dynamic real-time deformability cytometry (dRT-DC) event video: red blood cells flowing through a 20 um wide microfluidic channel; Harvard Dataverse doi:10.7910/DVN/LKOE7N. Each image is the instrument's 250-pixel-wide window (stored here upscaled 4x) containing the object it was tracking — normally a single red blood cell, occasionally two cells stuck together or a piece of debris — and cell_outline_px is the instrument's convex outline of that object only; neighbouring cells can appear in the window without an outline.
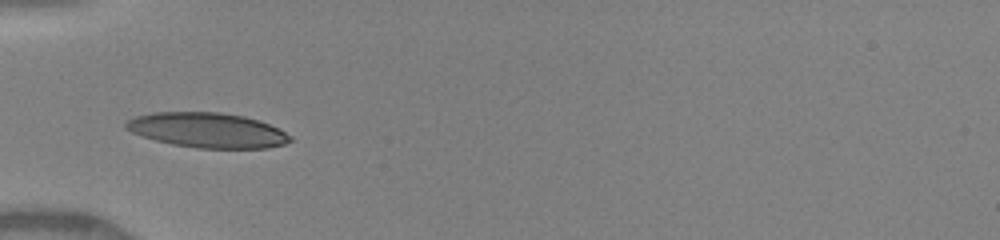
{"species": "human", "species_latin": "Homo sapiens", "temperature_condition": "warm", "stored_images_in_passage": 27, "camera_frame_rate_fps": 3000, "um_per_image_px": 0.085, "donor": {"sex": "female"}, "frame": {"image": 1, "passage_image": 1, "time_ms": 0.0, "image_size_px": [1000, 240], "cell_outline_px": [[292, 140], [284, 144], [268, 148], [200, 148], [172, 144], [156, 140], [132, 132], [124, 128], [124, 124], [128, 120], [136, 116], [156, 112], [220, 112], [244, 116], [268, 124], [292, 136]], "centroid_in_image_um": [17.62, 11.06], "position_along_channel_um": 67.4, "area_um2": 33.12}}
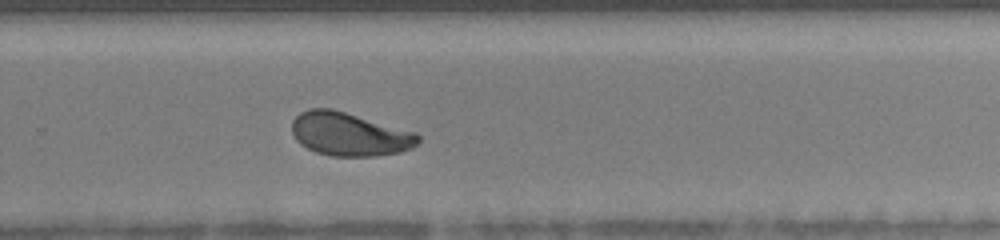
{"frame": {"image": 2, "passage_image": 18, "time_ms": 5.667, "image_size_px": [1000, 240], "cell_outline_px": [[420, 140], [412, 148], [400, 152], [376, 156], [332, 156], [316, 152], [300, 144], [296, 140], [292, 132], [292, 120], [300, 112], [308, 108], [332, 108], [416, 132], [420, 136]], "centroid_in_image_um": [29.7, 11.4], "position_along_channel_um": 300.1, "area_um2": 32.08}}
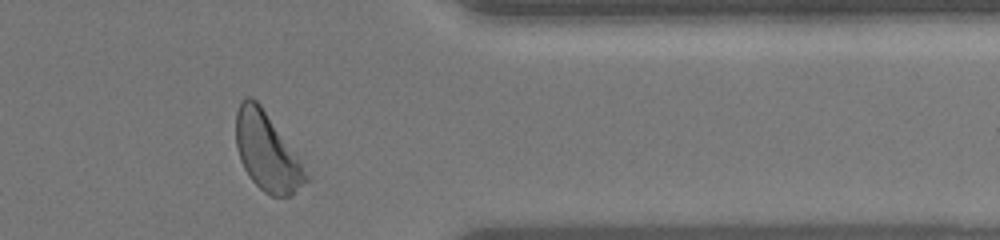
{"frame": {"image": 3, "passage_image": 25, "time_ms": 8.0, "image_size_px": [1000, 240], "cell_outline_px": [[312, 180], [292, 196], [272, 196], [264, 192], [248, 176], [240, 160], [236, 148], [236, 112], [240, 100], [248, 96], [256, 100], [260, 104], [312, 176]], "centroid_in_image_um": [22.73, 12.95], "position_along_channel_um": 388.7, "area_um2": 32.19}, "authors_computed_cell_mechanics": {"area_um2": 32.079, "velocity_mm_per_s": 4.1507, "shape_relaxation_time_tau1_ms": 3.5604, "shape_relaxation_time_tau2_ms": 1.1058, "deformation_change_tau1": 0.1623, "deformation_change_tau2": 0.07}}